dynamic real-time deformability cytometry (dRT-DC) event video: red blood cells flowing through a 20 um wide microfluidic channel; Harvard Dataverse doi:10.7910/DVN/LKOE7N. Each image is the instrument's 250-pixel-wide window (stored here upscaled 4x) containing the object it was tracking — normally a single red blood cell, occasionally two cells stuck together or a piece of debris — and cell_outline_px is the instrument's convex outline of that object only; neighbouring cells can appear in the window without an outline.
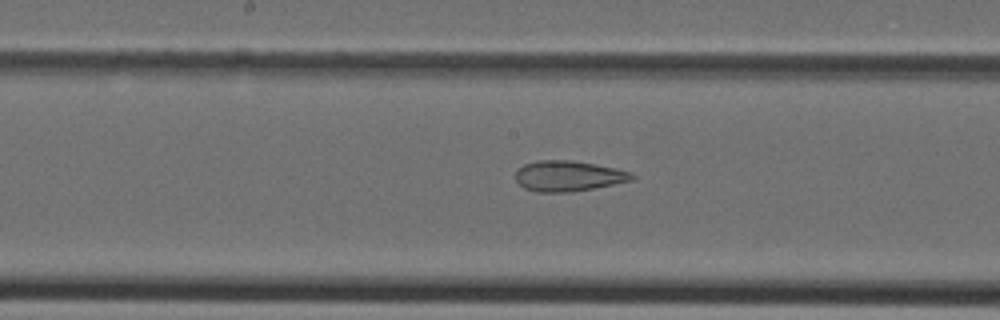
{"species": "Egyptian fruit bat (a non-hibernating species)", "species_latin": "Rousettus aegyptiacus", "temperature_condition": "cold", "stored_images_in_passage": 39, "camera_frame_rate_fps": 3000, "um_per_image_px": 0.085, "animal": {"sex": "female"}, "frame": {"image": 1, "passage_image": 20, "time_ms": 6.333, "image_size_px": [1000, 320], "cell_outline_px": [[636, 176], [632, 180], [572, 192], [540, 192], [524, 188], [516, 180], [516, 172], [524, 164], [540, 160], [572, 160], [596, 164], [616, 168], [632, 172]], "centroid_in_image_um": [48.32, 14.95], "position_along_channel_um": 199.9, "area_um2": 20.58}}
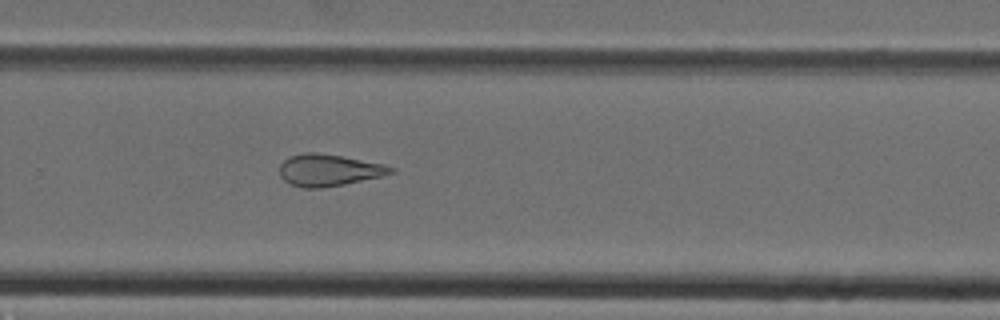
{"frame": {"image": 2, "passage_image": 26, "time_ms": 8.333, "image_size_px": [1000, 320], "cell_outline_px": [[396, 172], [380, 176], [344, 184], [320, 188], [300, 188], [288, 184], [280, 176], [280, 164], [288, 156], [304, 152], [316, 152], [340, 156], [384, 164], [396, 168]], "centroid_in_image_um": [27.91, 14.46], "position_along_channel_um": 301.9, "area_um2": 20.69}}
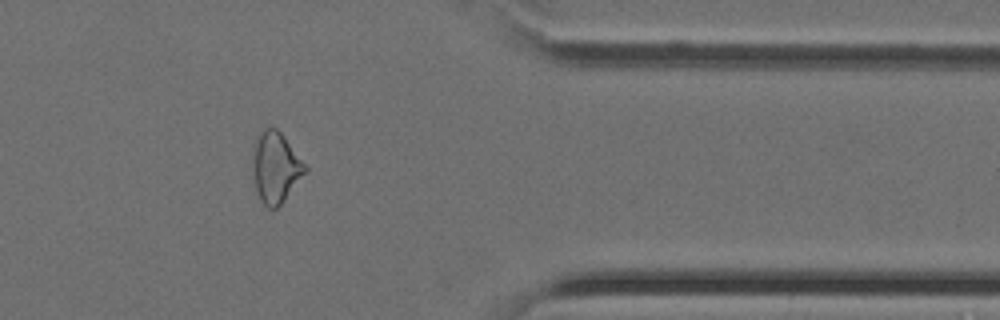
{"frame": {"image": 3, "passage_image": 32, "time_ms": 10.333, "image_size_px": [1000, 320], "cell_outline_px": [[308, 168], [284, 200], [276, 208], [268, 208], [264, 204], [256, 188], [252, 164], [256, 136], [264, 128], [276, 128], [280, 132]], "centroid_in_image_um": [23.41, 14.21], "position_along_channel_um": 388.0, "area_um2": 20.92}}